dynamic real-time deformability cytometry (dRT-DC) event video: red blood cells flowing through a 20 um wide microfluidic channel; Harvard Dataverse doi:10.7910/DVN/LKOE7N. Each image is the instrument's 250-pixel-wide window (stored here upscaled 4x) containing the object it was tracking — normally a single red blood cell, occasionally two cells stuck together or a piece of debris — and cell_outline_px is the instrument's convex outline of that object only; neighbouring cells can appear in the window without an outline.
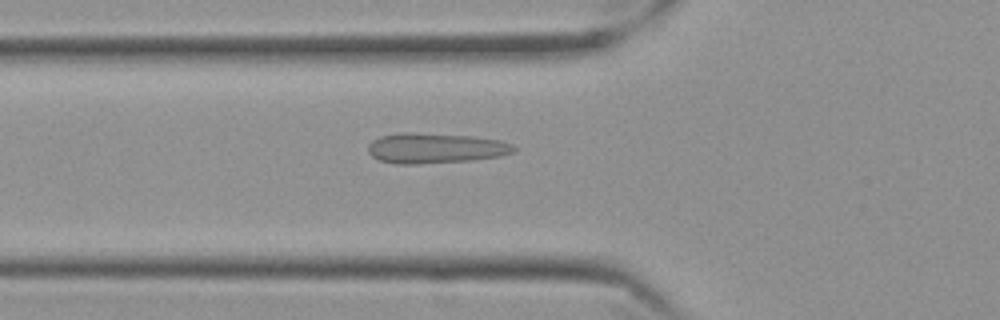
{"species": "Egyptian fruit bat (a non-hibernating species)", "species_latin": "Rousettus aegyptiacus", "temperature_condition": "cold", "stored_images_in_passage": 39, "camera_frame_rate_fps": 3000, "um_per_image_px": 0.085, "frame": {"image": 1, "passage_image": 6, "time_ms": 1.667, "image_size_px": [1000, 320], "cell_outline_px": [[516, 148], [512, 152], [500, 156], [468, 160], [416, 164], [396, 164], [380, 160], [372, 156], [368, 152], [368, 144], [372, 140], [380, 136], [400, 132], [416, 132], [472, 136], [500, 140], [512, 144]], "centroid_in_image_um": [36.96, 12.58], "position_along_channel_um": 88.8, "area_um2": 25.72}}
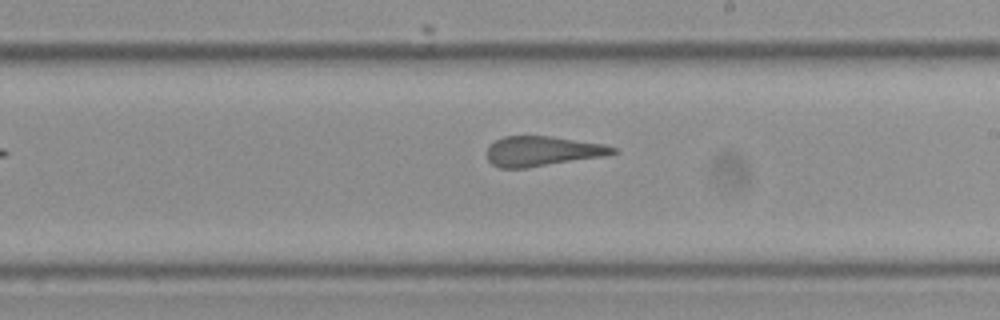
{"frame": {"image": 2, "passage_image": 19, "time_ms": 6.0, "image_size_px": [1000, 320], "cell_outline_px": [[620, 152], [608, 156], [524, 168], [500, 168], [492, 164], [488, 160], [488, 148], [496, 140], [504, 136], [552, 136], [604, 144], [616, 148]], "centroid_in_image_um": [46.17, 12.85], "position_along_channel_um": 242.8, "area_um2": 22.02}}
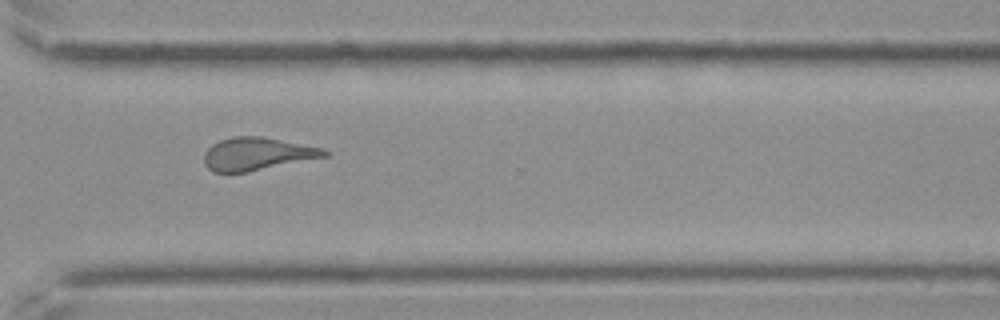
{"frame": {"image": 3, "passage_image": 28, "time_ms": 9.0, "image_size_px": [1000, 320], "cell_outline_px": [[328, 156], [248, 172], [212, 172], [204, 164], [204, 152], [212, 144], [220, 140], [232, 136], [260, 136], [324, 148], [328, 152]], "centroid_in_image_um": [21.83, 13.08], "position_along_channel_um": 348.8, "area_um2": 23.0}, "authors_computed_cell_mechanics": {"area_um2": 23.0044, "velocity_mm_per_s": 3.5392, "shape_relaxation_time_tau1_ms": null, "shape_relaxation_time_tau2_ms": 1.0316, "deformation_change_tau1": null, "deformation_change_tau2": 0.1039}}